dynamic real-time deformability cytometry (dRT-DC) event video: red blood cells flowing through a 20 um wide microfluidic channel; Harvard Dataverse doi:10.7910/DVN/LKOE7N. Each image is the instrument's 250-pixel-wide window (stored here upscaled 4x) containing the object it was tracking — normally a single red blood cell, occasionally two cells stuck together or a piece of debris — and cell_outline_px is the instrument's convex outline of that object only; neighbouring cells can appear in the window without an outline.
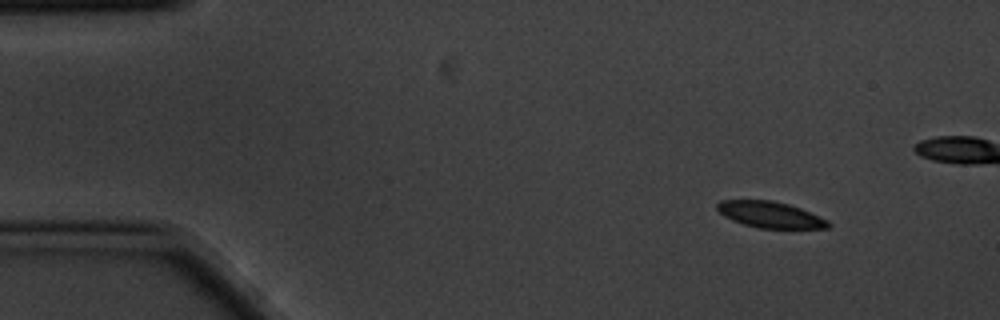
{"species": "common noctule bat (a hibernating species)", "species_latin": "Nyctalus noctula", "temperature_condition": "cold", "stored_images_in_passage": 5, "camera_frame_rate_fps": 3000, "um_per_image_px": 0.085, "animal": {"sex": "male", "body_mass_g": 20.1, "forearm_length_mm": 53.5}, "frame": {"image": 1, "passage_image": 1, "time_ms": 0.0, "image_size_px": [1000, 320], "cell_outline_px": [[832, 224], [828, 228], [756, 228], [732, 220], [724, 216], [716, 208], [716, 204], [720, 200], [772, 200], [788, 204], [800, 208], [828, 220]], "centroid_in_image_um": [65.45, 18.24], "position_along_channel_um": 19.5, "area_um2": 16.94}}